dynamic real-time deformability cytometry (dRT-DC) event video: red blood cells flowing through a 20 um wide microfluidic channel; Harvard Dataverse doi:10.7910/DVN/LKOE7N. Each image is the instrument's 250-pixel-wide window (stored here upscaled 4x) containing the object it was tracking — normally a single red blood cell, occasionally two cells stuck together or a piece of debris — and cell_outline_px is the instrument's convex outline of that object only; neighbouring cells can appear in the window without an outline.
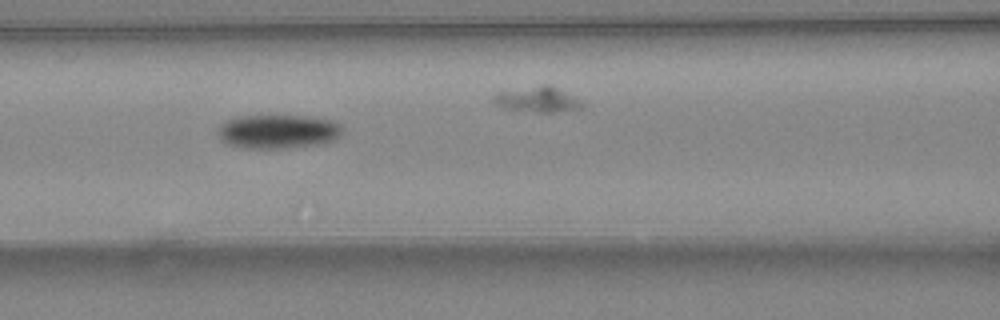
{"species": "common noctule bat (a hibernating species)", "species_latin": "Nyctalus noctula", "temperature_condition": "warm", "stored_images_in_passage": 24, "segment_of_instrument_passage": [2, 2], "camera_frame_rate_fps": 3000, "um_per_image_px": 0.085, "animal": {"sex": "female", "body_mass_g": 24.6, "forearm_length_mm": 56.2}, "frame": {"image": 1, "passage_image": 4, "time_ms": 1.0, "image_size_px": [1000, 320], "cell_outline_px": [[344, 128], [340, 136], [336, 140], [316, 144], [288, 148], [244, 148], [228, 144], [220, 140], [216, 132], [220, 124], [236, 116], [308, 116], [332, 120], [340, 124]], "centroid_in_image_um": [23.62, 11.18], "position_along_channel_um": 143.0, "area_um2": 24.85}}
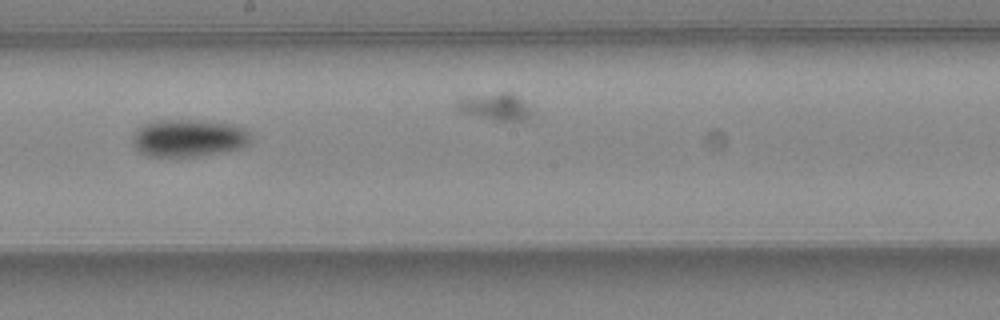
{"frame": {"image": 2, "passage_image": 10, "time_ms": 3.0, "image_size_px": [1000, 320], "cell_outline_px": [[252, 140], [248, 144], [240, 148], [224, 152], [200, 156], [148, 156], [136, 152], [132, 144], [132, 136], [136, 128], [144, 124], [156, 120], [192, 120], [232, 124], [244, 128], [252, 136]], "centroid_in_image_um": [15.99, 11.74], "position_along_channel_um": 232.2, "area_um2": 26.13}}
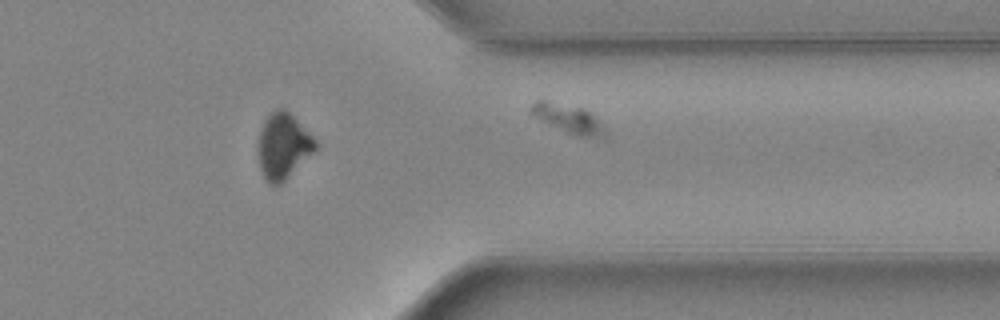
{"frame": {"image": 3, "passage_image": 21, "time_ms": 6.667, "image_size_px": [1000, 320], "cell_outline_px": [[320, 148], [316, 152], [280, 184], [272, 184], [264, 176], [260, 168], [260, 132], [264, 120], [276, 108], [284, 108], [320, 144]], "centroid_in_image_um": [24.14, 12.41], "position_along_channel_um": 387.3, "area_um2": 21.5}}